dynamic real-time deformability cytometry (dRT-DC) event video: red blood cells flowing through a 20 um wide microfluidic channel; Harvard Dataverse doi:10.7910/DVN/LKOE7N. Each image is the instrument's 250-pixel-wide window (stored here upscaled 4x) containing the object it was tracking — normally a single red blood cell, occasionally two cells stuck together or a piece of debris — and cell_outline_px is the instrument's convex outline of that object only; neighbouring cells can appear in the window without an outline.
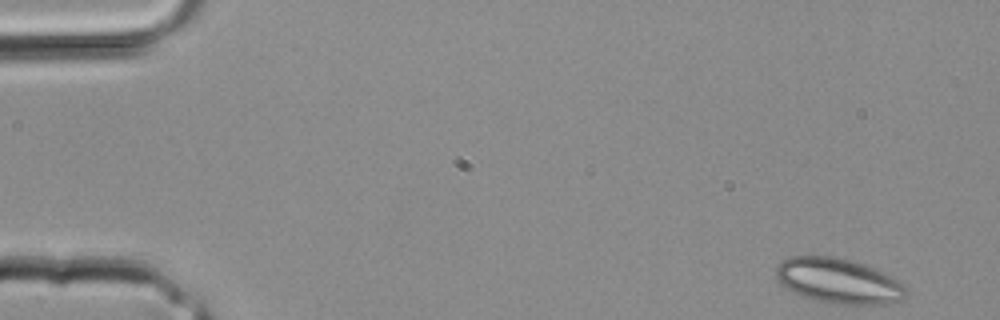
{"species": "common noctule bat (a hibernating species)", "species_latin": "Nyctalus noctula", "temperature_condition": "room temperature", "stored_images_in_passage": 3, "camera_frame_rate_fps": 3000, "um_per_image_px": 0.085, "animal": {"sex": "male", "body_mass_g": 20.4}, "frame": {"image": 1, "passage_image": 3, "time_ms": 0.667, "image_size_px": [1000, 320], "cell_outline_px": [[908, 292], [900, 300], [884, 304], [836, 304], [804, 296], [780, 284], [776, 280], [776, 264], [780, 260], [792, 256], [832, 256], [852, 260], [884, 272], [900, 280], [908, 288]], "centroid_in_image_um": [71.29, 23.86], "position_along_channel_um": 13.7, "area_um2": 34.22}}